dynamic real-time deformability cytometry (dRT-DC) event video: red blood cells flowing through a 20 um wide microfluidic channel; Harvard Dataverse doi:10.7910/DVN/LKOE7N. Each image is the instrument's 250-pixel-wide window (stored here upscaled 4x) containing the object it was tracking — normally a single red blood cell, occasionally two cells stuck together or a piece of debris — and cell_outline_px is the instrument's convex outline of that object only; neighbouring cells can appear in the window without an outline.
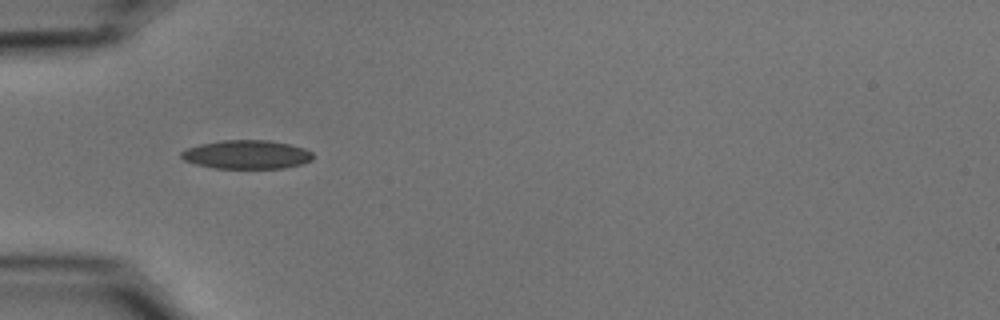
{"species": "common noctule bat (a hibernating species)", "species_latin": "Nyctalus noctula", "temperature_condition": "cold", "stored_images_in_passage": 4, "camera_frame_rate_fps": 3000, "um_per_image_px": 0.085, "animal": {"sex": "male", "body_mass_g": 15.6}, "frame": {"image": 1, "passage_image": 1, "time_ms": 0.0, "image_size_px": [1000, 320], "cell_outline_px": [[312, 160], [300, 164], [284, 168], [212, 168], [196, 164], [184, 160], [180, 156], [180, 152], [188, 148], [200, 144], [224, 140], [268, 140], [288, 144], [304, 148], [312, 152]], "centroid_in_image_um": [20.95, 13.14], "position_along_channel_um": 64.0, "area_um2": 21.91}}